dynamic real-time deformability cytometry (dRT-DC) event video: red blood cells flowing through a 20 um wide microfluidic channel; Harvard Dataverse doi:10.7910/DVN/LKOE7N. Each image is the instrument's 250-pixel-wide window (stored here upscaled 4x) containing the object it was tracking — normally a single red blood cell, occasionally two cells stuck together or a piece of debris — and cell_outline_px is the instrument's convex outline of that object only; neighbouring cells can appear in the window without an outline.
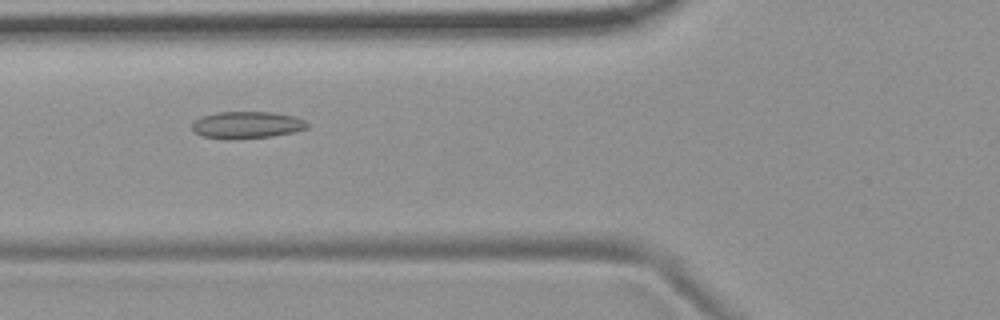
{"species": "common noctule bat (a hibernating species)", "species_latin": "Nyctalus noctula", "temperature_condition": "room temperature", "stored_images_in_passage": 7, "camera_frame_rate_fps": 3000, "um_per_image_px": 0.085, "animal": {"sex": "female", "body_mass_g": 19.9}, "frame": {"image": 1, "passage_image": 4, "time_ms": 1.0, "image_size_px": [1000, 320], "cell_outline_px": [[308, 128], [292, 132], [272, 136], [204, 136], [196, 132], [192, 128], [192, 124], [196, 120], [204, 116], [216, 112], [272, 112], [292, 116], [304, 120], [308, 124]], "centroid_in_image_um": [21.05, 10.56], "position_along_channel_um": 104.8, "area_um2": 16.94}}